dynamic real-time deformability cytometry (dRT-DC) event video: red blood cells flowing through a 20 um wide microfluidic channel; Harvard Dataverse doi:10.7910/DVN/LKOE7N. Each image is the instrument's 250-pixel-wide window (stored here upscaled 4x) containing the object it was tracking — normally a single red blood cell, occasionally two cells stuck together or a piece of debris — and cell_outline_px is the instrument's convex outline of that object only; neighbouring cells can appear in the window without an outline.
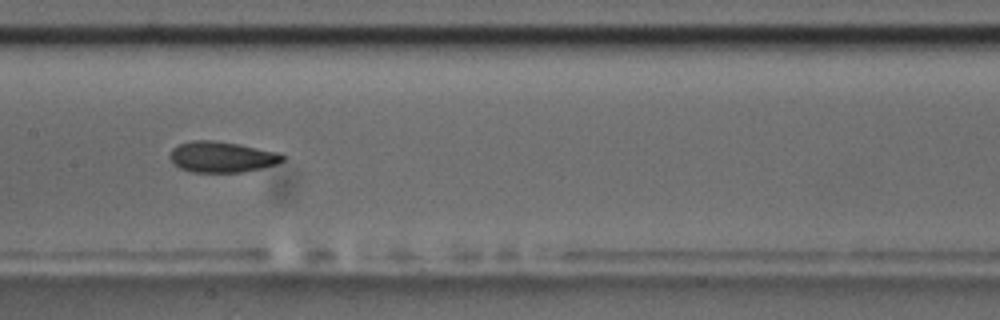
{"species": "common noctule bat (a hibernating species)", "species_latin": "Nyctalus noctula", "temperature_condition": "room temperature", "stored_images_in_passage": 16, "camera_frame_rate_fps": 3000, "um_per_image_px": 0.085, "animal": {"sex": "male", "body_mass_g": 17.5, "forearm_length_mm": 52.3}, "frame": {"image": 1, "passage_image": 14, "time_ms": 4.333, "image_size_px": [1000, 320], "cell_outline_px": [[284, 160], [276, 164], [260, 168], [240, 172], [192, 172], [180, 168], [168, 156], [172, 148], [180, 144], [192, 140], [212, 140], [240, 144], [280, 152], [284, 156]], "centroid_in_image_um": [18.86, 13.33], "position_along_channel_um": 188.5, "area_um2": 20.23}}